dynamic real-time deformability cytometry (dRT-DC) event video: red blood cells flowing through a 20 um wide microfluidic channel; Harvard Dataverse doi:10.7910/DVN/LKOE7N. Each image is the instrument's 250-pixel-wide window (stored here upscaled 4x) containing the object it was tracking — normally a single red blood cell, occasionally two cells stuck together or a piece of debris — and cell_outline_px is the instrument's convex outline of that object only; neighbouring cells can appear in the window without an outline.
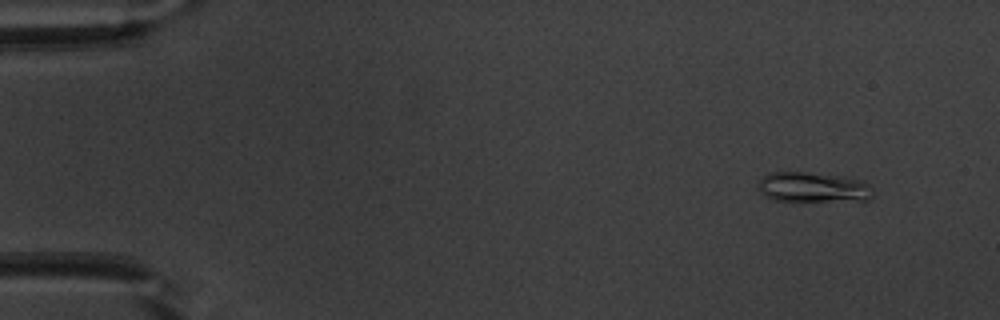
{"species": "common noctule bat (a hibernating species)", "species_latin": "Nyctalus noctula", "temperature_condition": "warm", "stored_images_in_passage": 50, "camera_frame_rate_fps": 3000, "um_per_image_px": 0.085, "animal": {"sex": "male", "body_mass_g": 20.1, "forearm_length_mm": 53.5}, "frame": {"image": 1, "passage_image": 3, "time_ms": 0.667, "image_size_px": [1000, 320], "cell_outline_px": [[872, 196], [868, 200], [776, 200], [760, 192], [756, 188], [756, 184], [768, 172], [804, 172], [836, 176], [864, 180], [872, 188]], "centroid_in_image_um": [69.08, 15.9], "position_along_channel_um": 15.9, "area_um2": 19.77}}
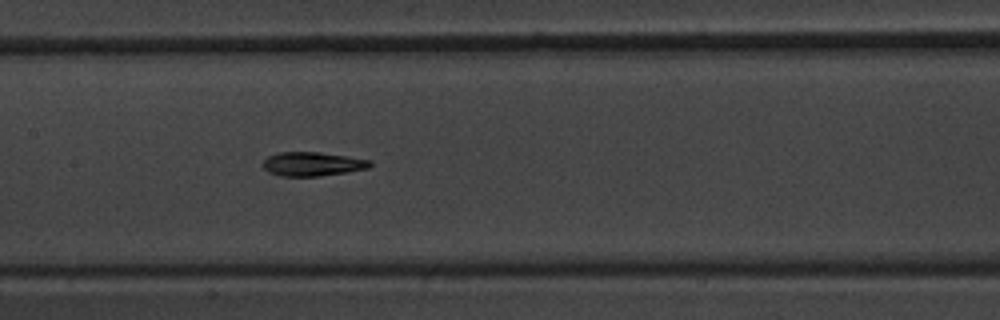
{"frame": {"image": 2, "passage_image": 24, "time_ms": 7.667, "image_size_px": [1000, 320], "cell_outline_px": [[372, 164], [368, 168], [348, 172], [320, 176], [280, 176], [268, 172], [260, 164], [268, 156], [276, 152], [320, 152], [348, 156], [372, 160]], "centroid_in_image_um": [26.54, 13.93], "position_along_channel_um": 180.9, "area_um2": 15.2}}
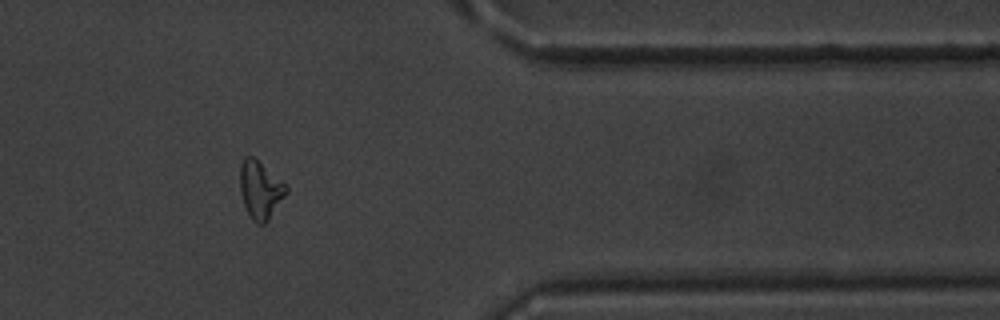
{"frame": {"image": 3, "passage_image": 41, "time_ms": 13.333, "image_size_px": [1000, 320], "cell_outline_px": [[288, 192], [268, 220], [264, 224], [256, 224], [252, 220], [244, 204], [240, 192], [240, 164], [244, 156], [252, 156], [288, 184]], "centroid_in_image_um": [22.14, 16.12], "position_along_channel_um": 389.3, "area_um2": 15.66}, "authors_computed_cell_mechanics": {"area_um2": 15.606, "velocity_mm_per_s": 3.97, "shape_relaxation_time_tau1_ms": 5.7221, "shape_relaxation_time_tau2_ms": 5.8009, "deformation_change_tau1": 0.1756, "deformation_change_tau2": 0.1475}}